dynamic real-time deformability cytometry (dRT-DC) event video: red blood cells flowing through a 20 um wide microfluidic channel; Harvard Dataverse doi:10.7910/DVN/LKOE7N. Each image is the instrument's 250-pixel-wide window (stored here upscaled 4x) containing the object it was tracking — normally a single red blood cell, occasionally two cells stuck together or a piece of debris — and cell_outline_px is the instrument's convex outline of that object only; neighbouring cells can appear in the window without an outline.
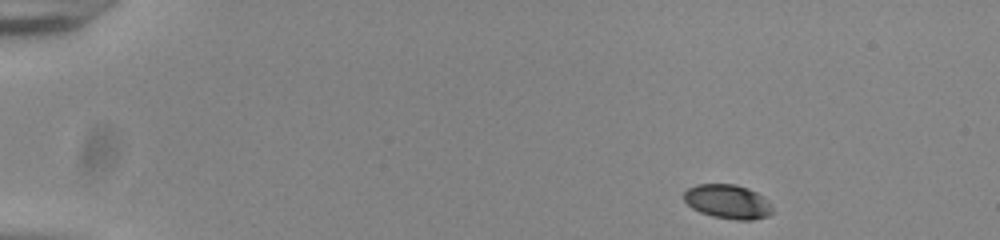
{"species": "common noctule bat (a hibernating species)", "species_latin": "Nyctalus noctula", "temperature_condition": "room temperature", "stored_images_in_passage": 48, "camera_frame_rate_fps": 3000, "um_per_image_px": 0.085, "animal": {"sex": "male", "body_mass_g": 20.0, "forearm_length_mm": 53.3}, "frame": {"image": 1, "passage_image": 1, "time_ms": 0.0, "image_size_px": [1000, 240], "cell_outline_px": [[776, 212], [768, 216], [752, 220], [736, 220], [712, 216], [700, 212], [692, 208], [684, 200], [684, 192], [688, 188], [696, 184], [736, 184], [748, 188], [764, 196], [772, 204]], "centroid_in_image_um": [61.91, 17.14], "position_along_channel_um": 23.1, "area_um2": 17.98}}
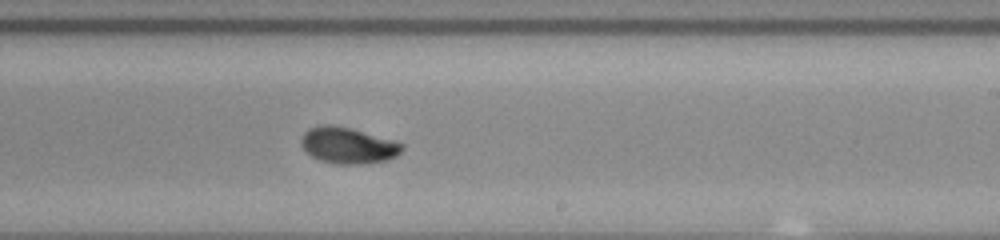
{"frame": {"image": 2, "passage_image": 28, "time_ms": 9.0, "image_size_px": [1000, 240], "cell_outline_px": [[404, 148], [396, 156], [388, 160], [360, 164], [336, 164], [320, 160], [312, 156], [300, 144], [300, 140], [304, 132], [308, 128], [324, 124], [328, 124], [352, 128], [392, 140], [404, 144]], "centroid_in_image_um": [29.57, 12.36], "position_along_channel_um": 259.4, "area_um2": 21.27}}
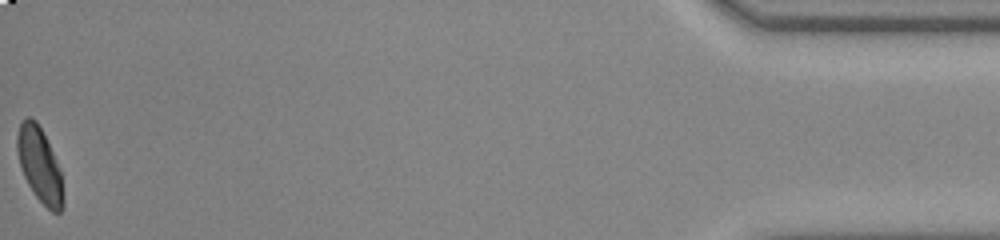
{"frame": {"image": 3, "passage_image": 48, "time_ms": 15.667, "image_size_px": [1000, 240], "cell_outline_px": [[64, 208], [60, 212], [52, 212], [36, 196], [28, 184], [24, 176], [20, 164], [16, 148], [16, 136], [20, 124], [28, 116], [36, 120], [52, 152], [60, 172], [64, 196]], "centroid_in_image_um": [3.36, 14.05], "position_along_channel_um": 431.8, "area_um2": 19.59}, "authors_computed_cell_mechanics": {"area_um2": 20.4612, "velocity_mm_per_s": 3.8671, "shape_relaxation_time_tau1_ms": 3.6069, "shape_relaxation_time_tau2_ms": 1.6367, "deformation_change_tau1": 0.1458, "deformation_change_tau2": 0.0266}}